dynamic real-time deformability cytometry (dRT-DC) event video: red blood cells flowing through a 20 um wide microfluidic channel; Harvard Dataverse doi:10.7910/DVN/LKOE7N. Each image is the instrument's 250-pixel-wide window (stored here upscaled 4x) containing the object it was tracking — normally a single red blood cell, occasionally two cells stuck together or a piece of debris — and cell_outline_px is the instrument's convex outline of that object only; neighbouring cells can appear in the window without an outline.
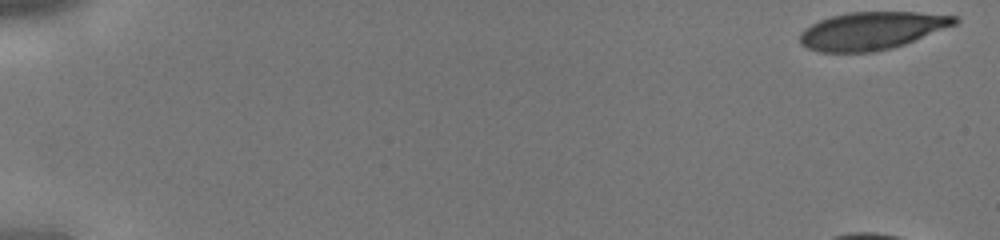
{"species": "human", "species_latin": "Homo sapiens", "temperature_condition": "cold", "stored_images_in_passage": 11, "camera_frame_rate_fps": 3000, "um_per_image_px": 0.085, "donor": {"sex": "male"}, "frame": {"image": 1, "passage_image": 1, "time_ms": 0.0, "image_size_px": [1000, 240], "cell_outline_px": [[960, 20], [956, 24], [904, 44], [892, 48], [872, 52], [820, 52], [808, 48], [800, 44], [800, 32], [804, 28], [820, 20], [832, 16], [848, 12], [916, 12], [956, 16]], "centroid_in_image_um": [74.08, 2.61], "position_along_channel_um": 10.9, "area_um2": 33.87}}